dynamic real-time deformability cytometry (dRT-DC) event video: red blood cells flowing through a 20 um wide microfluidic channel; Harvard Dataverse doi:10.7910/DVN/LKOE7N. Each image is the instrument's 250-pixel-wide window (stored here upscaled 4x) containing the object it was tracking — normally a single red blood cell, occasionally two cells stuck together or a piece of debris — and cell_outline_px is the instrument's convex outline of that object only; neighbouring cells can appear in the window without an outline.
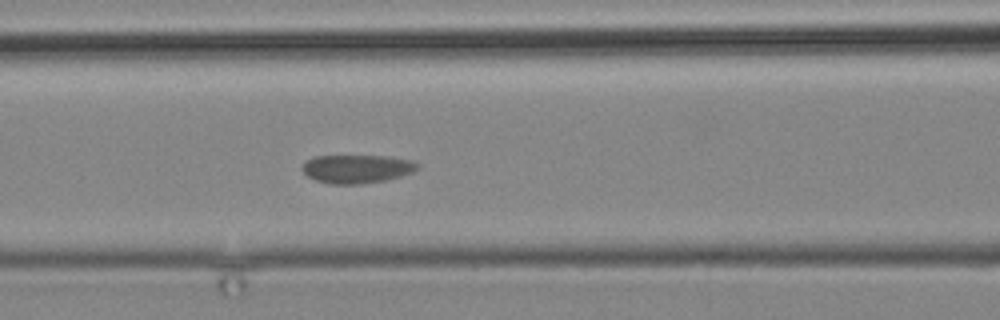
{"species": "common noctule bat (a hibernating species)", "species_latin": "Nyctalus noctula", "temperature_condition": "cold", "stored_images_in_passage": 3, "camera_frame_rate_fps": 3000, "um_per_image_px": 0.085, "animal": {"sex": "male", "body_mass_g": 19.2, "forearm_length_mm": 51.8}, "frame": {"image": 1, "passage_image": 3, "time_ms": 2.333, "image_size_px": [1000, 320], "cell_outline_px": [[420, 168], [412, 172], [400, 176], [384, 180], [360, 184], [332, 184], [316, 180], [308, 176], [300, 168], [308, 160], [316, 156], [388, 156], [412, 160], [420, 164]], "centroid_in_image_um": [30.37, 14.35], "position_along_channel_um": 136.2, "area_um2": 19.02}}